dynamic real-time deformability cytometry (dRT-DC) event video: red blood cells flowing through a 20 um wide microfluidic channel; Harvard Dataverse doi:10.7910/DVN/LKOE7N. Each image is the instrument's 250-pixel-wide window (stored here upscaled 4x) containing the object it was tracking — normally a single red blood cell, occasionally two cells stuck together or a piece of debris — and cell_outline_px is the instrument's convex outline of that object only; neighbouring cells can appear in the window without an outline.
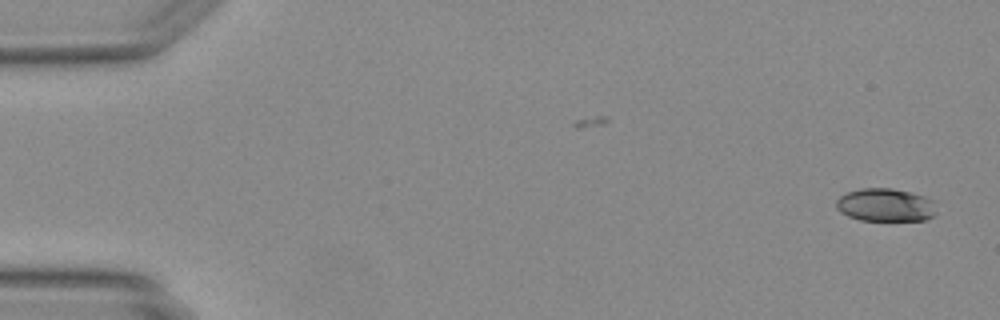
{"species": "Egyptian fruit bat (a non-hibernating species)", "species_latin": "Rousettus aegyptiacus", "temperature_condition": "warm", "stored_images_in_passage": 46, "camera_frame_rate_fps": 3000, "um_per_image_px": 0.085, "animal": {"sex": "female"}, "frame": {"image": 1, "passage_image": 1, "time_ms": 0.0, "image_size_px": [1000, 320], "cell_outline_px": [[936, 212], [932, 216], [924, 220], [860, 220], [848, 216], [840, 212], [836, 208], [836, 200], [840, 196], [848, 192], [860, 188], [892, 188], [912, 192], [924, 196], [932, 200]], "centroid_in_image_um": [75.24, 17.41], "position_along_channel_um": 9.8, "area_um2": 19.31}}
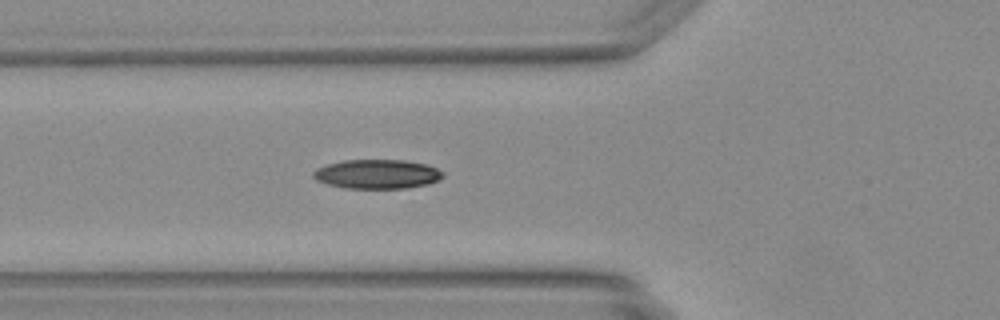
{"frame": {"image": 2, "passage_image": 17, "time_ms": 5.333, "image_size_px": [1000, 320], "cell_outline_px": [[444, 176], [440, 180], [428, 184], [404, 188], [344, 188], [328, 184], [316, 180], [312, 176], [312, 172], [316, 168], [328, 164], [344, 160], [404, 160], [428, 164], [444, 172]], "centroid_in_image_um": [32.07, 14.79], "position_along_channel_um": 93.7, "area_um2": 22.2}}
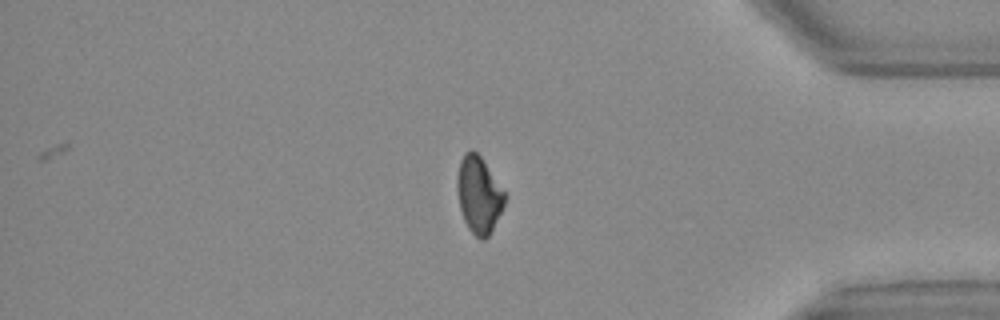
{"frame": {"image": 3, "passage_image": 40, "time_ms": 13.0, "image_size_px": [1000, 320], "cell_outline_px": [[504, 208], [488, 236], [484, 240], [480, 240], [468, 228], [464, 220], [460, 208], [456, 188], [456, 180], [460, 160], [464, 152], [472, 148], [480, 156], [504, 192]], "centroid_in_image_um": [40.67, 16.56], "position_along_channel_um": 394.5, "area_um2": 21.1}}